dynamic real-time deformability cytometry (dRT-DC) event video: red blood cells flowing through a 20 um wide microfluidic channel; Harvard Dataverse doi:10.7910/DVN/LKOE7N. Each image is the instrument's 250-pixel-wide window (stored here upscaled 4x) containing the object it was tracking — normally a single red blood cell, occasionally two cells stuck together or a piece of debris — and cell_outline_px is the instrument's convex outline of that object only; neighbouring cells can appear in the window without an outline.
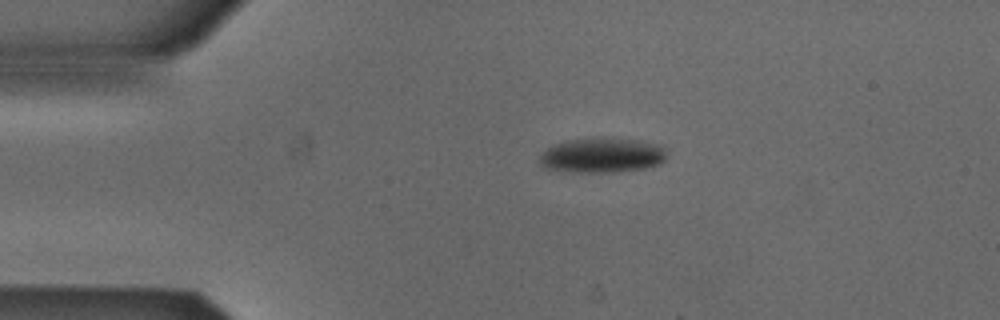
{"species": "Egyptian fruit bat (a non-hibernating species)", "species_latin": "Rousettus aegyptiacus", "temperature_condition": "cold", "stored_images_in_passage": 43, "camera_frame_rate_fps": 3000, "um_per_image_px": 0.085, "animal": {"sex": "male"}, "frame": {"image": 1, "passage_image": 1, "time_ms": 0.0, "image_size_px": [1000, 320], "cell_outline_px": [[664, 160], [660, 164], [644, 168], [612, 172], [572, 172], [544, 168], [540, 164], [540, 156], [552, 144], [564, 140], [600, 136], [604, 136], [640, 140], [660, 144], [664, 152]], "centroid_in_image_um": [51.14, 13.17], "position_along_channel_um": 33.9, "area_um2": 26.24}}
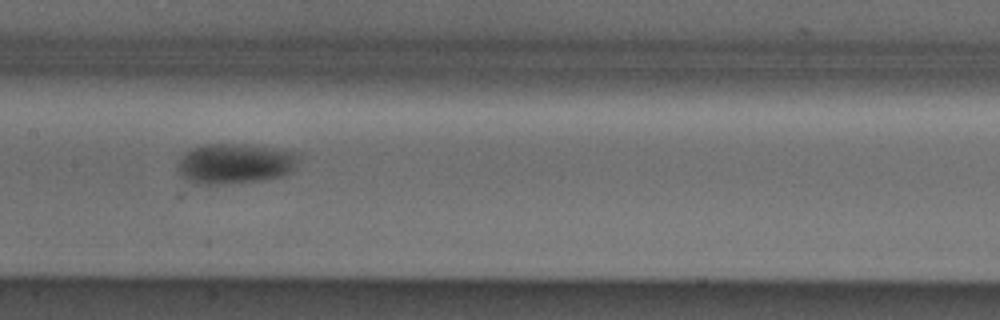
{"frame": {"image": 2, "passage_image": 16, "time_ms": 5.0, "image_size_px": [1000, 320], "cell_outline_px": [[300, 156], [292, 172], [284, 176], [260, 180], [216, 184], [196, 184], [180, 176], [176, 168], [176, 160], [184, 152], [192, 148], [204, 144], [248, 144], [300, 152]], "centroid_in_image_um": [19.95, 13.89], "position_along_channel_um": 187.4, "area_um2": 28.9}}
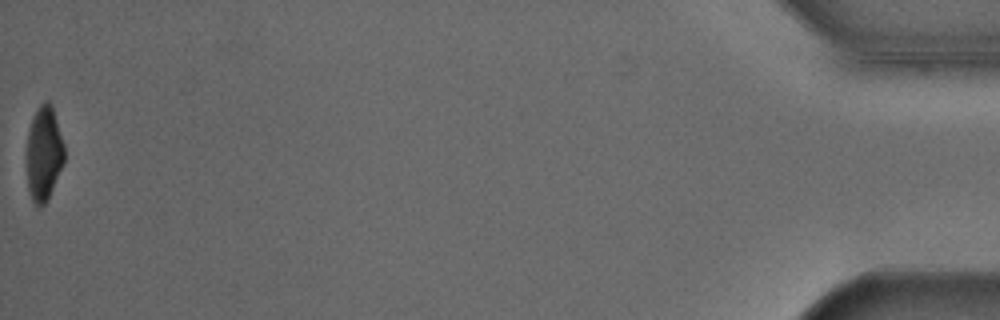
{"frame": {"image": 3, "passage_image": 43, "time_ms": 14.0, "image_size_px": [1000, 320], "cell_outline_px": [[64, 164], [48, 200], [40, 208], [32, 200], [28, 188], [28, 132], [32, 120], [40, 104], [44, 100], [48, 100], [52, 104], [64, 144]], "centroid_in_image_um": [3.77, 13.05], "position_along_channel_um": 431.4, "area_um2": 20.58}, "authors_computed_cell_mechanics": {"area_um2": 26.2412, "velocity_mm_per_s": 3.8794, "shape_relaxation_time_tau1_ms": 3.5308, "shape_relaxation_time_tau2_ms": null, "deformation_change_tau1": 0.116, "deformation_change_tau2": null}}